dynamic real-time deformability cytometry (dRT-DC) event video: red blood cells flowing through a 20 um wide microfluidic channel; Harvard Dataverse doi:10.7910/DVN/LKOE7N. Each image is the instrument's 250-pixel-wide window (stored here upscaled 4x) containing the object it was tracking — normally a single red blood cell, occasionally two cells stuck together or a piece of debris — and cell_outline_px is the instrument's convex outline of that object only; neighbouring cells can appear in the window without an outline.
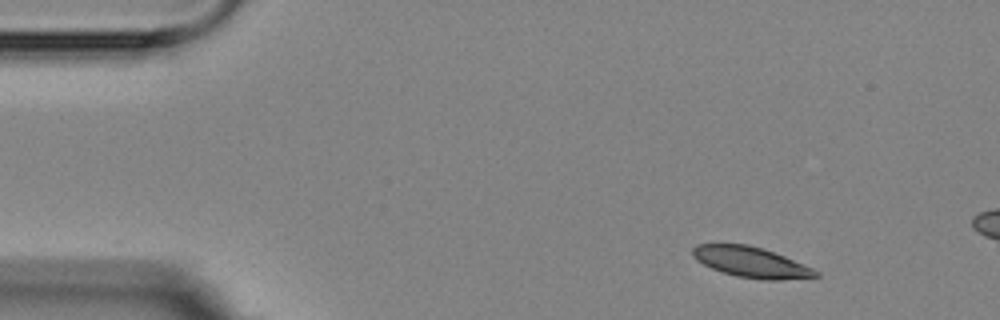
{"species": "Egyptian fruit bat (a non-hibernating species)", "species_latin": "Rousettus aegyptiacus", "temperature_condition": "room temperature", "stored_images_in_passage": 3, "camera_frame_rate_fps": 3000, "um_per_image_px": 0.085, "animal": {"sex": "female"}, "frame": {"image": 1, "passage_image": 1, "time_ms": 0.0, "image_size_px": [1000, 320], "cell_outline_px": [[820, 276], [780, 280], [764, 280], [736, 276], [712, 268], [696, 260], [692, 256], [692, 248], [696, 244], [748, 244], [764, 248], [784, 256], [812, 268], [820, 272]], "centroid_in_image_um": [63.83, 22.28], "position_along_channel_um": 21.2, "area_um2": 21.85}}